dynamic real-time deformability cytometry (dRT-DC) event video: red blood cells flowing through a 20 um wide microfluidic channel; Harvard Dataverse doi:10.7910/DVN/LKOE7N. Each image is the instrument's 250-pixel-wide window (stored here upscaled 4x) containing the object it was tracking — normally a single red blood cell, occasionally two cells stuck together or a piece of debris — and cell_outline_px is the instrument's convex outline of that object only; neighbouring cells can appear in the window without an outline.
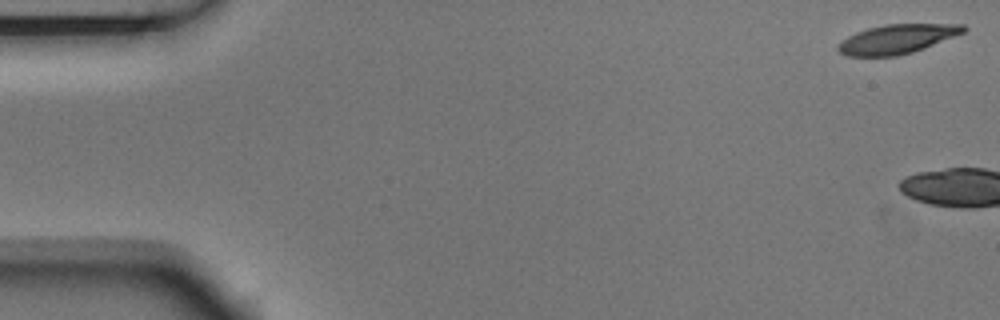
{"species": "Egyptian fruit bat (a non-hibernating species)", "species_latin": "Rousettus aegyptiacus", "temperature_condition": "room temperature", "stored_images_in_passage": 2, "camera_frame_rate_fps": 3000, "um_per_image_px": 0.085, "animal": {"sex": "male"}, "frame": {"image": 1, "passage_image": 1, "time_ms": 0.0, "image_size_px": [1000, 320], "cell_outline_px": [[968, 28], [964, 32], [924, 48], [912, 52], [896, 56], [848, 56], [840, 52], [836, 48], [848, 36], [856, 32], [868, 28], [884, 24], [964, 24]], "centroid_in_image_um": [76.26, 3.31], "position_along_channel_um": 8.7, "area_um2": 21.15}}